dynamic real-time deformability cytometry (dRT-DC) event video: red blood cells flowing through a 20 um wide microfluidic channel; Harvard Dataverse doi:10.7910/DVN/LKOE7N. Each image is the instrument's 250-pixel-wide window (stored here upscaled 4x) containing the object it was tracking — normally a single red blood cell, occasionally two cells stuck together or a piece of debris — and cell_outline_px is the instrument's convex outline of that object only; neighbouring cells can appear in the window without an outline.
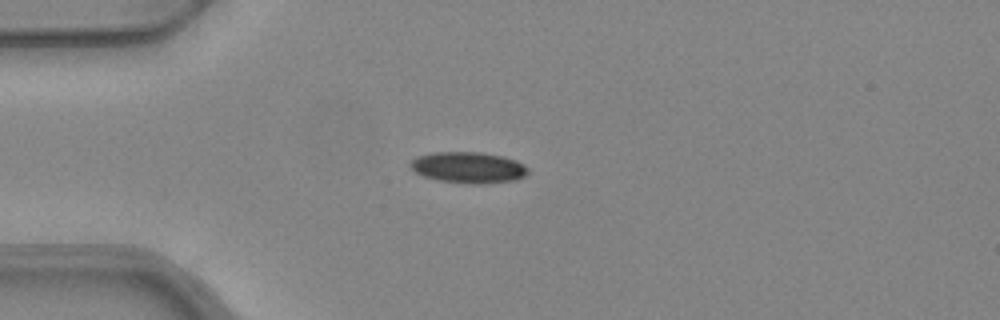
{"species": "common noctule bat (a hibernating species)", "species_latin": "Nyctalus noctula", "temperature_condition": "warm", "stored_images_in_passage": 30, "camera_frame_rate_fps": 3000, "um_per_image_px": 0.085, "animal": {"sex": "female", "body_mass_g": 24.6, "forearm_length_mm": 56.2}, "frame": {"image": 1, "passage_image": 1, "time_ms": 0.0, "image_size_px": [1000, 320], "cell_outline_px": [[528, 172], [524, 176], [516, 180], [480, 184], [472, 184], [440, 180], [424, 176], [416, 172], [408, 164], [412, 160], [420, 156], [432, 152], [480, 152], [504, 156], [516, 160], [524, 164], [528, 168]], "centroid_in_image_um": [39.85, 14.23], "position_along_channel_um": 45.2, "area_um2": 21.27}}
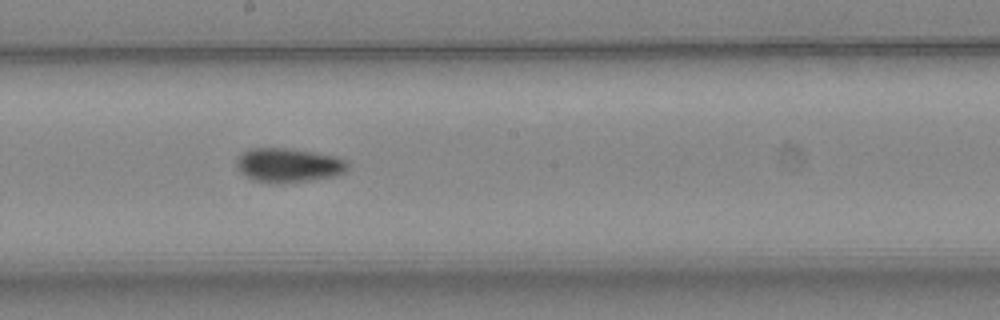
{"frame": {"image": 2, "passage_image": 16, "time_ms": 5.0, "image_size_px": [1000, 320], "cell_outline_px": [[348, 168], [344, 172], [336, 176], [284, 184], [268, 184], [252, 180], [240, 172], [236, 168], [236, 156], [248, 148], [292, 148], [316, 152], [336, 156], [344, 160], [348, 164]], "centroid_in_image_um": [24.47, 14.05], "position_along_channel_um": 223.7, "area_um2": 22.77}}
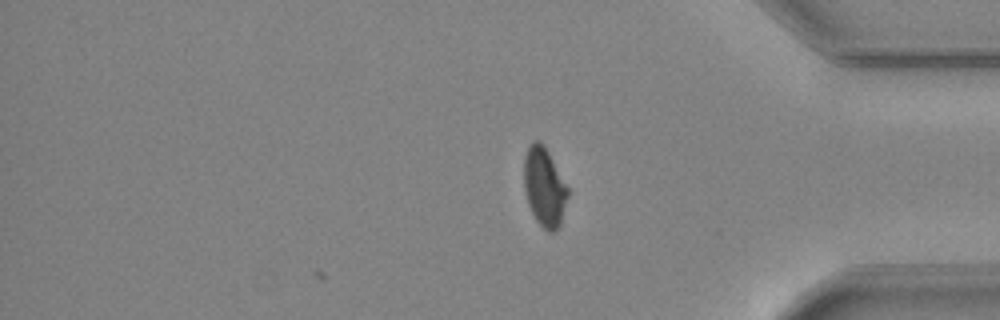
{"frame": {"image": 3, "passage_image": 30, "time_ms": 9.667, "image_size_px": [1000, 320], "cell_outline_px": [[568, 196], [560, 224], [552, 232], [548, 232], [536, 220], [528, 204], [524, 188], [524, 156], [528, 144], [532, 140], [540, 140], [544, 144], [568, 188]], "centroid_in_image_um": [46.25, 15.84], "position_along_channel_um": 389.0, "area_um2": 20.11}, "authors_computed_cell_mechanics": {"area_um2": 21.3571, "velocity_mm_per_s": 3.969, "shape_relaxation_time_tau1_ms": 5.0248, "shape_relaxation_time_tau2_ms": 3.4003, "deformation_change_tau1": 0.1378, "deformation_change_tau2": 0.0807}}